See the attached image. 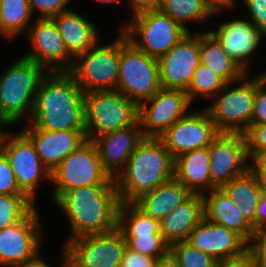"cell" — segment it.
I'll return each instance as SVG.
<instances>
[{"label":"cell","mask_w":266,"mask_h":267,"mask_svg":"<svg viewBox=\"0 0 266 267\" xmlns=\"http://www.w3.org/2000/svg\"><path fill=\"white\" fill-rule=\"evenodd\" d=\"M255 267H266V256H250Z\"/></svg>","instance_id":"db71d44e"},{"label":"cell","mask_w":266,"mask_h":267,"mask_svg":"<svg viewBox=\"0 0 266 267\" xmlns=\"http://www.w3.org/2000/svg\"><path fill=\"white\" fill-rule=\"evenodd\" d=\"M84 94L69 72H48L35 94L30 123L49 131L85 130Z\"/></svg>","instance_id":"6da1fadb"},{"label":"cell","mask_w":266,"mask_h":267,"mask_svg":"<svg viewBox=\"0 0 266 267\" xmlns=\"http://www.w3.org/2000/svg\"><path fill=\"white\" fill-rule=\"evenodd\" d=\"M130 1L131 8L134 10L136 16L140 13L152 10H158L160 6V0H128Z\"/></svg>","instance_id":"ee69618b"},{"label":"cell","mask_w":266,"mask_h":267,"mask_svg":"<svg viewBox=\"0 0 266 267\" xmlns=\"http://www.w3.org/2000/svg\"><path fill=\"white\" fill-rule=\"evenodd\" d=\"M18 267H51L39 255L35 260L22 264Z\"/></svg>","instance_id":"816d5d0a"},{"label":"cell","mask_w":266,"mask_h":267,"mask_svg":"<svg viewBox=\"0 0 266 267\" xmlns=\"http://www.w3.org/2000/svg\"><path fill=\"white\" fill-rule=\"evenodd\" d=\"M217 267H255L249 254L234 260L220 261Z\"/></svg>","instance_id":"bcb514c9"},{"label":"cell","mask_w":266,"mask_h":267,"mask_svg":"<svg viewBox=\"0 0 266 267\" xmlns=\"http://www.w3.org/2000/svg\"><path fill=\"white\" fill-rule=\"evenodd\" d=\"M250 12V21L266 33V0H244Z\"/></svg>","instance_id":"60d3db41"},{"label":"cell","mask_w":266,"mask_h":267,"mask_svg":"<svg viewBox=\"0 0 266 267\" xmlns=\"http://www.w3.org/2000/svg\"><path fill=\"white\" fill-rule=\"evenodd\" d=\"M161 88L158 60L137 49L121 30L119 80L116 90L139 106Z\"/></svg>","instance_id":"8992f818"},{"label":"cell","mask_w":266,"mask_h":267,"mask_svg":"<svg viewBox=\"0 0 266 267\" xmlns=\"http://www.w3.org/2000/svg\"><path fill=\"white\" fill-rule=\"evenodd\" d=\"M70 0H29L32 14L38 10L40 16L38 18H53L59 13L69 10L67 3Z\"/></svg>","instance_id":"f35d334b"},{"label":"cell","mask_w":266,"mask_h":267,"mask_svg":"<svg viewBox=\"0 0 266 267\" xmlns=\"http://www.w3.org/2000/svg\"><path fill=\"white\" fill-rule=\"evenodd\" d=\"M205 2L213 14L220 12L222 7L230 9L235 4L234 0H205Z\"/></svg>","instance_id":"c3c4849f"},{"label":"cell","mask_w":266,"mask_h":267,"mask_svg":"<svg viewBox=\"0 0 266 267\" xmlns=\"http://www.w3.org/2000/svg\"><path fill=\"white\" fill-rule=\"evenodd\" d=\"M110 44L99 42L74 58L69 73L85 92L116 90L119 80L121 31Z\"/></svg>","instance_id":"52a82bcc"},{"label":"cell","mask_w":266,"mask_h":267,"mask_svg":"<svg viewBox=\"0 0 266 267\" xmlns=\"http://www.w3.org/2000/svg\"><path fill=\"white\" fill-rule=\"evenodd\" d=\"M0 149L9 161L19 188L35 203L39 180L42 176L51 180V172L41 162L34 144L23 132L11 136L2 131Z\"/></svg>","instance_id":"8fae6325"},{"label":"cell","mask_w":266,"mask_h":267,"mask_svg":"<svg viewBox=\"0 0 266 267\" xmlns=\"http://www.w3.org/2000/svg\"><path fill=\"white\" fill-rule=\"evenodd\" d=\"M266 227V194H261L256 213V229Z\"/></svg>","instance_id":"f6af8a7d"},{"label":"cell","mask_w":266,"mask_h":267,"mask_svg":"<svg viewBox=\"0 0 266 267\" xmlns=\"http://www.w3.org/2000/svg\"><path fill=\"white\" fill-rule=\"evenodd\" d=\"M180 267H217L219 261L214 257L192 247L186 241L170 245L169 251Z\"/></svg>","instance_id":"e575fe53"},{"label":"cell","mask_w":266,"mask_h":267,"mask_svg":"<svg viewBox=\"0 0 266 267\" xmlns=\"http://www.w3.org/2000/svg\"><path fill=\"white\" fill-rule=\"evenodd\" d=\"M190 101L184 90L161 88L139 105L138 121L145 137H160L186 115Z\"/></svg>","instance_id":"9a60e30c"},{"label":"cell","mask_w":266,"mask_h":267,"mask_svg":"<svg viewBox=\"0 0 266 267\" xmlns=\"http://www.w3.org/2000/svg\"><path fill=\"white\" fill-rule=\"evenodd\" d=\"M159 10L170 16L188 32L186 25L188 22H203L214 15L205 0H160Z\"/></svg>","instance_id":"4dcf8cb0"},{"label":"cell","mask_w":266,"mask_h":267,"mask_svg":"<svg viewBox=\"0 0 266 267\" xmlns=\"http://www.w3.org/2000/svg\"><path fill=\"white\" fill-rule=\"evenodd\" d=\"M186 242L219 262L248 254V243L239 234L205 217L191 231Z\"/></svg>","instance_id":"d6986e66"},{"label":"cell","mask_w":266,"mask_h":267,"mask_svg":"<svg viewBox=\"0 0 266 267\" xmlns=\"http://www.w3.org/2000/svg\"><path fill=\"white\" fill-rule=\"evenodd\" d=\"M53 201L76 188L110 185L114 179L104 170L96 145L86 140L51 172Z\"/></svg>","instance_id":"ba28073f"},{"label":"cell","mask_w":266,"mask_h":267,"mask_svg":"<svg viewBox=\"0 0 266 267\" xmlns=\"http://www.w3.org/2000/svg\"><path fill=\"white\" fill-rule=\"evenodd\" d=\"M31 16L29 0H0V26L8 38L25 32Z\"/></svg>","instance_id":"1f68e13d"},{"label":"cell","mask_w":266,"mask_h":267,"mask_svg":"<svg viewBox=\"0 0 266 267\" xmlns=\"http://www.w3.org/2000/svg\"><path fill=\"white\" fill-rule=\"evenodd\" d=\"M0 194L26 195L18 186L5 153L0 149Z\"/></svg>","instance_id":"8d00e7d4"},{"label":"cell","mask_w":266,"mask_h":267,"mask_svg":"<svg viewBox=\"0 0 266 267\" xmlns=\"http://www.w3.org/2000/svg\"><path fill=\"white\" fill-rule=\"evenodd\" d=\"M244 136L249 158L257 151L266 149V125H250Z\"/></svg>","instance_id":"ab89813d"},{"label":"cell","mask_w":266,"mask_h":267,"mask_svg":"<svg viewBox=\"0 0 266 267\" xmlns=\"http://www.w3.org/2000/svg\"><path fill=\"white\" fill-rule=\"evenodd\" d=\"M127 248L144 255L160 258L167 255L170 245L163 235L124 236Z\"/></svg>","instance_id":"d590c367"},{"label":"cell","mask_w":266,"mask_h":267,"mask_svg":"<svg viewBox=\"0 0 266 267\" xmlns=\"http://www.w3.org/2000/svg\"><path fill=\"white\" fill-rule=\"evenodd\" d=\"M174 163L159 137H145L114 179L120 203H133L173 178Z\"/></svg>","instance_id":"3957f363"},{"label":"cell","mask_w":266,"mask_h":267,"mask_svg":"<svg viewBox=\"0 0 266 267\" xmlns=\"http://www.w3.org/2000/svg\"><path fill=\"white\" fill-rule=\"evenodd\" d=\"M85 136L88 140L138 122L139 106L118 90L91 91L84 94Z\"/></svg>","instance_id":"5b68a950"},{"label":"cell","mask_w":266,"mask_h":267,"mask_svg":"<svg viewBox=\"0 0 266 267\" xmlns=\"http://www.w3.org/2000/svg\"><path fill=\"white\" fill-rule=\"evenodd\" d=\"M222 189L245 219L256 229L257 206L262 193L252 171L248 169L244 174L225 184Z\"/></svg>","instance_id":"f1b7e54d"},{"label":"cell","mask_w":266,"mask_h":267,"mask_svg":"<svg viewBox=\"0 0 266 267\" xmlns=\"http://www.w3.org/2000/svg\"><path fill=\"white\" fill-rule=\"evenodd\" d=\"M41 227L35 207L20 222L0 230V266L18 267L35 260L40 255Z\"/></svg>","instance_id":"4fadbf2b"},{"label":"cell","mask_w":266,"mask_h":267,"mask_svg":"<svg viewBox=\"0 0 266 267\" xmlns=\"http://www.w3.org/2000/svg\"><path fill=\"white\" fill-rule=\"evenodd\" d=\"M227 82L209 67L199 64L193 73L192 80L185 91L191 103L196 96L206 98L218 97L219 92L226 86Z\"/></svg>","instance_id":"d6a6232c"},{"label":"cell","mask_w":266,"mask_h":267,"mask_svg":"<svg viewBox=\"0 0 266 267\" xmlns=\"http://www.w3.org/2000/svg\"><path fill=\"white\" fill-rule=\"evenodd\" d=\"M209 153L211 190L222 188L249 169L244 133L220 132L209 146Z\"/></svg>","instance_id":"5bb4252c"},{"label":"cell","mask_w":266,"mask_h":267,"mask_svg":"<svg viewBox=\"0 0 266 267\" xmlns=\"http://www.w3.org/2000/svg\"><path fill=\"white\" fill-rule=\"evenodd\" d=\"M200 63L212 69L227 83L243 81L247 74L228 57L210 32L200 33Z\"/></svg>","instance_id":"83f0119b"},{"label":"cell","mask_w":266,"mask_h":267,"mask_svg":"<svg viewBox=\"0 0 266 267\" xmlns=\"http://www.w3.org/2000/svg\"><path fill=\"white\" fill-rule=\"evenodd\" d=\"M251 125H266V83L255 77L254 109Z\"/></svg>","instance_id":"74e56055"},{"label":"cell","mask_w":266,"mask_h":267,"mask_svg":"<svg viewBox=\"0 0 266 267\" xmlns=\"http://www.w3.org/2000/svg\"><path fill=\"white\" fill-rule=\"evenodd\" d=\"M0 35H3L4 37L7 38L6 34L2 31L1 26H0Z\"/></svg>","instance_id":"6f0895ef"},{"label":"cell","mask_w":266,"mask_h":267,"mask_svg":"<svg viewBox=\"0 0 266 267\" xmlns=\"http://www.w3.org/2000/svg\"><path fill=\"white\" fill-rule=\"evenodd\" d=\"M122 30L137 49L159 59L188 33L179 23L159 9L136 16ZM140 35V40L136 35Z\"/></svg>","instance_id":"9c48e42d"},{"label":"cell","mask_w":266,"mask_h":267,"mask_svg":"<svg viewBox=\"0 0 266 267\" xmlns=\"http://www.w3.org/2000/svg\"><path fill=\"white\" fill-rule=\"evenodd\" d=\"M62 267H81L65 251L63 253Z\"/></svg>","instance_id":"f5cc1de1"},{"label":"cell","mask_w":266,"mask_h":267,"mask_svg":"<svg viewBox=\"0 0 266 267\" xmlns=\"http://www.w3.org/2000/svg\"><path fill=\"white\" fill-rule=\"evenodd\" d=\"M246 76L245 82H240L230 91L227 88L233 83H227L213 104L205 108L219 132L244 133L251 125L255 78L247 80Z\"/></svg>","instance_id":"30bf717a"},{"label":"cell","mask_w":266,"mask_h":267,"mask_svg":"<svg viewBox=\"0 0 266 267\" xmlns=\"http://www.w3.org/2000/svg\"><path fill=\"white\" fill-rule=\"evenodd\" d=\"M1 125H2V124L0 123V128H1ZM2 131H3V130H2V129H0V136H1V134H2Z\"/></svg>","instance_id":"680465c9"},{"label":"cell","mask_w":266,"mask_h":267,"mask_svg":"<svg viewBox=\"0 0 266 267\" xmlns=\"http://www.w3.org/2000/svg\"><path fill=\"white\" fill-rule=\"evenodd\" d=\"M219 42L223 51L246 73L249 58L256 52L262 36L266 33L249 19H232L222 23L217 31H209Z\"/></svg>","instance_id":"ffe728a7"},{"label":"cell","mask_w":266,"mask_h":267,"mask_svg":"<svg viewBox=\"0 0 266 267\" xmlns=\"http://www.w3.org/2000/svg\"><path fill=\"white\" fill-rule=\"evenodd\" d=\"M59 206L70 222L72 239L107 233L117 228L120 200L115 181L110 185L76 188L62 194L55 205Z\"/></svg>","instance_id":"7a4b0ae2"},{"label":"cell","mask_w":266,"mask_h":267,"mask_svg":"<svg viewBox=\"0 0 266 267\" xmlns=\"http://www.w3.org/2000/svg\"><path fill=\"white\" fill-rule=\"evenodd\" d=\"M98 1H100V2H102V3H116L117 1L119 2V0H98Z\"/></svg>","instance_id":"11a10c76"},{"label":"cell","mask_w":266,"mask_h":267,"mask_svg":"<svg viewBox=\"0 0 266 267\" xmlns=\"http://www.w3.org/2000/svg\"><path fill=\"white\" fill-rule=\"evenodd\" d=\"M192 193L175 177L141 195L133 203L146 215L162 219Z\"/></svg>","instance_id":"4316f807"},{"label":"cell","mask_w":266,"mask_h":267,"mask_svg":"<svg viewBox=\"0 0 266 267\" xmlns=\"http://www.w3.org/2000/svg\"><path fill=\"white\" fill-rule=\"evenodd\" d=\"M36 19L27 30L28 41L33 50L24 57L45 69L50 65L49 72H69L74 64V57L67 51L56 23L52 18Z\"/></svg>","instance_id":"ac0fdd59"},{"label":"cell","mask_w":266,"mask_h":267,"mask_svg":"<svg viewBox=\"0 0 266 267\" xmlns=\"http://www.w3.org/2000/svg\"><path fill=\"white\" fill-rule=\"evenodd\" d=\"M203 218V196L192 193L185 201L160 219V230L169 245L183 242L188 239L191 231Z\"/></svg>","instance_id":"603a6c76"},{"label":"cell","mask_w":266,"mask_h":267,"mask_svg":"<svg viewBox=\"0 0 266 267\" xmlns=\"http://www.w3.org/2000/svg\"><path fill=\"white\" fill-rule=\"evenodd\" d=\"M26 126L22 132L34 144L41 162L50 172L87 140L85 130L49 131L36 128L31 123Z\"/></svg>","instance_id":"44dd1931"},{"label":"cell","mask_w":266,"mask_h":267,"mask_svg":"<svg viewBox=\"0 0 266 267\" xmlns=\"http://www.w3.org/2000/svg\"><path fill=\"white\" fill-rule=\"evenodd\" d=\"M209 163V147L183 153L175 158L174 177L191 193L203 195L211 190Z\"/></svg>","instance_id":"484cf974"},{"label":"cell","mask_w":266,"mask_h":267,"mask_svg":"<svg viewBox=\"0 0 266 267\" xmlns=\"http://www.w3.org/2000/svg\"><path fill=\"white\" fill-rule=\"evenodd\" d=\"M117 228L123 236L162 235L160 220L146 215L134 203H120Z\"/></svg>","instance_id":"f546056e"},{"label":"cell","mask_w":266,"mask_h":267,"mask_svg":"<svg viewBox=\"0 0 266 267\" xmlns=\"http://www.w3.org/2000/svg\"><path fill=\"white\" fill-rule=\"evenodd\" d=\"M157 60L161 87L186 91L200 64V33L188 32Z\"/></svg>","instance_id":"e0dca14e"},{"label":"cell","mask_w":266,"mask_h":267,"mask_svg":"<svg viewBox=\"0 0 266 267\" xmlns=\"http://www.w3.org/2000/svg\"><path fill=\"white\" fill-rule=\"evenodd\" d=\"M35 205L27 195L0 194V230L23 220Z\"/></svg>","instance_id":"836d02e7"},{"label":"cell","mask_w":266,"mask_h":267,"mask_svg":"<svg viewBox=\"0 0 266 267\" xmlns=\"http://www.w3.org/2000/svg\"><path fill=\"white\" fill-rule=\"evenodd\" d=\"M256 180L262 194H266V170H251Z\"/></svg>","instance_id":"f907efd6"},{"label":"cell","mask_w":266,"mask_h":267,"mask_svg":"<svg viewBox=\"0 0 266 267\" xmlns=\"http://www.w3.org/2000/svg\"><path fill=\"white\" fill-rule=\"evenodd\" d=\"M45 68L36 62L21 57L0 77V123L13 126L24 117L32 116L35 94L47 75ZM31 112V113H30Z\"/></svg>","instance_id":"277c9868"},{"label":"cell","mask_w":266,"mask_h":267,"mask_svg":"<svg viewBox=\"0 0 266 267\" xmlns=\"http://www.w3.org/2000/svg\"><path fill=\"white\" fill-rule=\"evenodd\" d=\"M250 159L253 161L250 170H266V149L257 151Z\"/></svg>","instance_id":"7dc6e473"},{"label":"cell","mask_w":266,"mask_h":267,"mask_svg":"<svg viewBox=\"0 0 266 267\" xmlns=\"http://www.w3.org/2000/svg\"><path fill=\"white\" fill-rule=\"evenodd\" d=\"M67 51L75 58L98 42V30L87 18L72 9L59 13L52 18Z\"/></svg>","instance_id":"d4e9b609"},{"label":"cell","mask_w":266,"mask_h":267,"mask_svg":"<svg viewBox=\"0 0 266 267\" xmlns=\"http://www.w3.org/2000/svg\"><path fill=\"white\" fill-rule=\"evenodd\" d=\"M144 138L138 121L131 127L101 134L92 141L97 147L104 170L115 179Z\"/></svg>","instance_id":"7402d4cb"},{"label":"cell","mask_w":266,"mask_h":267,"mask_svg":"<svg viewBox=\"0 0 266 267\" xmlns=\"http://www.w3.org/2000/svg\"><path fill=\"white\" fill-rule=\"evenodd\" d=\"M157 258L126 248L120 267H155Z\"/></svg>","instance_id":"b9f144b4"},{"label":"cell","mask_w":266,"mask_h":267,"mask_svg":"<svg viewBox=\"0 0 266 267\" xmlns=\"http://www.w3.org/2000/svg\"><path fill=\"white\" fill-rule=\"evenodd\" d=\"M220 132L203 109L181 117L159 138L175 159L183 153L209 147Z\"/></svg>","instance_id":"2e32d148"},{"label":"cell","mask_w":266,"mask_h":267,"mask_svg":"<svg viewBox=\"0 0 266 267\" xmlns=\"http://www.w3.org/2000/svg\"><path fill=\"white\" fill-rule=\"evenodd\" d=\"M249 256H266V227L254 229L248 243Z\"/></svg>","instance_id":"7bdbcfd3"},{"label":"cell","mask_w":266,"mask_h":267,"mask_svg":"<svg viewBox=\"0 0 266 267\" xmlns=\"http://www.w3.org/2000/svg\"><path fill=\"white\" fill-rule=\"evenodd\" d=\"M208 194L206 192L202 195L204 217L236 232L249 243L254 227L245 219L228 194L222 188H214Z\"/></svg>","instance_id":"cb8c5ba5"},{"label":"cell","mask_w":266,"mask_h":267,"mask_svg":"<svg viewBox=\"0 0 266 267\" xmlns=\"http://www.w3.org/2000/svg\"><path fill=\"white\" fill-rule=\"evenodd\" d=\"M259 76L266 83V72H262V74H260Z\"/></svg>","instance_id":"9f6ffc18"},{"label":"cell","mask_w":266,"mask_h":267,"mask_svg":"<svg viewBox=\"0 0 266 267\" xmlns=\"http://www.w3.org/2000/svg\"><path fill=\"white\" fill-rule=\"evenodd\" d=\"M127 242L116 228L107 233L88 234L70 240L65 251L81 267H120Z\"/></svg>","instance_id":"7c38bea8"},{"label":"cell","mask_w":266,"mask_h":267,"mask_svg":"<svg viewBox=\"0 0 266 267\" xmlns=\"http://www.w3.org/2000/svg\"><path fill=\"white\" fill-rule=\"evenodd\" d=\"M155 267H180L177 260L169 252L167 255L157 259Z\"/></svg>","instance_id":"681fc988"}]
</instances>
